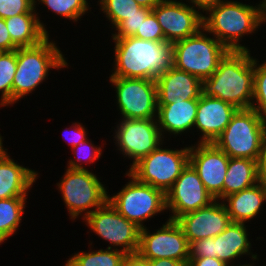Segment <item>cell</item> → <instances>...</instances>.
Returning a JSON list of instances; mask_svg holds the SVG:
<instances>
[{
	"instance_id": "obj_6",
	"label": "cell",
	"mask_w": 266,
	"mask_h": 266,
	"mask_svg": "<svg viewBox=\"0 0 266 266\" xmlns=\"http://www.w3.org/2000/svg\"><path fill=\"white\" fill-rule=\"evenodd\" d=\"M203 31L178 40L173 45V66L198 77L201 81L209 78L218 67L220 60L229 51L216 38H209Z\"/></svg>"
},
{
	"instance_id": "obj_18",
	"label": "cell",
	"mask_w": 266,
	"mask_h": 266,
	"mask_svg": "<svg viewBox=\"0 0 266 266\" xmlns=\"http://www.w3.org/2000/svg\"><path fill=\"white\" fill-rule=\"evenodd\" d=\"M238 109L221 99L201 94L194 125L203 133L200 143H214Z\"/></svg>"
},
{
	"instance_id": "obj_5",
	"label": "cell",
	"mask_w": 266,
	"mask_h": 266,
	"mask_svg": "<svg viewBox=\"0 0 266 266\" xmlns=\"http://www.w3.org/2000/svg\"><path fill=\"white\" fill-rule=\"evenodd\" d=\"M266 120L254 109H238L214 144L231 158L259 159Z\"/></svg>"
},
{
	"instance_id": "obj_4",
	"label": "cell",
	"mask_w": 266,
	"mask_h": 266,
	"mask_svg": "<svg viewBox=\"0 0 266 266\" xmlns=\"http://www.w3.org/2000/svg\"><path fill=\"white\" fill-rule=\"evenodd\" d=\"M47 37L33 47L17 48V69L12 83V103L27 95L47 76L50 68H62L67 62L55 43Z\"/></svg>"
},
{
	"instance_id": "obj_25",
	"label": "cell",
	"mask_w": 266,
	"mask_h": 266,
	"mask_svg": "<svg viewBox=\"0 0 266 266\" xmlns=\"http://www.w3.org/2000/svg\"><path fill=\"white\" fill-rule=\"evenodd\" d=\"M259 181L257 160L229 157L223 184V199L228 195L249 188Z\"/></svg>"
},
{
	"instance_id": "obj_9",
	"label": "cell",
	"mask_w": 266,
	"mask_h": 266,
	"mask_svg": "<svg viewBox=\"0 0 266 266\" xmlns=\"http://www.w3.org/2000/svg\"><path fill=\"white\" fill-rule=\"evenodd\" d=\"M126 175L132 180L117 195H108V201L127 220L143 228L142 221L166 209L165 193L161 189L137 181L129 173Z\"/></svg>"
},
{
	"instance_id": "obj_17",
	"label": "cell",
	"mask_w": 266,
	"mask_h": 266,
	"mask_svg": "<svg viewBox=\"0 0 266 266\" xmlns=\"http://www.w3.org/2000/svg\"><path fill=\"white\" fill-rule=\"evenodd\" d=\"M181 226L189 245L199 239L215 237L230 224L231 220L224 203L216 200L208 206L180 216Z\"/></svg>"
},
{
	"instance_id": "obj_13",
	"label": "cell",
	"mask_w": 266,
	"mask_h": 266,
	"mask_svg": "<svg viewBox=\"0 0 266 266\" xmlns=\"http://www.w3.org/2000/svg\"><path fill=\"white\" fill-rule=\"evenodd\" d=\"M165 197L166 209L170 208L173 213L169 218L172 220H177L184 214L206 207L214 201L190 163L165 193Z\"/></svg>"
},
{
	"instance_id": "obj_12",
	"label": "cell",
	"mask_w": 266,
	"mask_h": 266,
	"mask_svg": "<svg viewBox=\"0 0 266 266\" xmlns=\"http://www.w3.org/2000/svg\"><path fill=\"white\" fill-rule=\"evenodd\" d=\"M186 236L176 220L169 219L156 233L150 234L145 227L140 229L138 253L146 259H174L187 266L190 249Z\"/></svg>"
},
{
	"instance_id": "obj_38",
	"label": "cell",
	"mask_w": 266,
	"mask_h": 266,
	"mask_svg": "<svg viewBox=\"0 0 266 266\" xmlns=\"http://www.w3.org/2000/svg\"><path fill=\"white\" fill-rule=\"evenodd\" d=\"M258 175L262 182L266 183V130L264 132L261 144L260 156L257 161Z\"/></svg>"
},
{
	"instance_id": "obj_28",
	"label": "cell",
	"mask_w": 266,
	"mask_h": 266,
	"mask_svg": "<svg viewBox=\"0 0 266 266\" xmlns=\"http://www.w3.org/2000/svg\"><path fill=\"white\" fill-rule=\"evenodd\" d=\"M17 69V49L0 52L1 106L12 104V83Z\"/></svg>"
},
{
	"instance_id": "obj_32",
	"label": "cell",
	"mask_w": 266,
	"mask_h": 266,
	"mask_svg": "<svg viewBox=\"0 0 266 266\" xmlns=\"http://www.w3.org/2000/svg\"><path fill=\"white\" fill-rule=\"evenodd\" d=\"M152 12V9L142 7L140 14H133L125 20L121 21L115 28L118 31L113 34L112 38H125L134 36L138 29H140L142 22Z\"/></svg>"
},
{
	"instance_id": "obj_40",
	"label": "cell",
	"mask_w": 266,
	"mask_h": 266,
	"mask_svg": "<svg viewBox=\"0 0 266 266\" xmlns=\"http://www.w3.org/2000/svg\"><path fill=\"white\" fill-rule=\"evenodd\" d=\"M124 266H150L149 259L143 258L138 252L126 255Z\"/></svg>"
},
{
	"instance_id": "obj_42",
	"label": "cell",
	"mask_w": 266,
	"mask_h": 266,
	"mask_svg": "<svg viewBox=\"0 0 266 266\" xmlns=\"http://www.w3.org/2000/svg\"><path fill=\"white\" fill-rule=\"evenodd\" d=\"M150 266H187L183 261H177L174 259H156V260H149Z\"/></svg>"
},
{
	"instance_id": "obj_31",
	"label": "cell",
	"mask_w": 266,
	"mask_h": 266,
	"mask_svg": "<svg viewBox=\"0 0 266 266\" xmlns=\"http://www.w3.org/2000/svg\"><path fill=\"white\" fill-rule=\"evenodd\" d=\"M254 99L256 100V104H258V106L252 105L251 108L266 120V62L257 66V61L255 59L253 100Z\"/></svg>"
},
{
	"instance_id": "obj_36",
	"label": "cell",
	"mask_w": 266,
	"mask_h": 266,
	"mask_svg": "<svg viewBox=\"0 0 266 266\" xmlns=\"http://www.w3.org/2000/svg\"><path fill=\"white\" fill-rule=\"evenodd\" d=\"M91 146V147H90ZM90 148V149H89ZM77 149V151H75ZM86 150V152H85ZM73 151L75 153V155L78 157L80 154H88V155H85L84 156V159L87 158V160L90 162V163H93V161L97 160L98 158H100L101 156V147H95L92 145V143H88L87 139L85 141H82L80 142L77 146L73 147ZM84 151V152H82ZM89 151V152H88ZM83 154H82V157H83ZM76 157V160L78 162L81 161V155L77 158ZM86 160V159H85Z\"/></svg>"
},
{
	"instance_id": "obj_19",
	"label": "cell",
	"mask_w": 266,
	"mask_h": 266,
	"mask_svg": "<svg viewBox=\"0 0 266 266\" xmlns=\"http://www.w3.org/2000/svg\"><path fill=\"white\" fill-rule=\"evenodd\" d=\"M158 104H170L181 97L199 99L203 93L202 81L190 73L173 66L156 78Z\"/></svg>"
},
{
	"instance_id": "obj_20",
	"label": "cell",
	"mask_w": 266,
	"mask_h": 266,
	"mask_svg": "<svg viewBox=\"0 0 266 266\" xmlns=\"http://www.w3.org/2000/svg\"><path fill=\"white\" fill-rule=\"evenodd\" d=\"M198 108V99L184 100L177 97L173 103L158 104L156 119L162 135L163 129L180 134L194 126Z\"/></svg>"
},
{
	"instance_id": "obj_24",
	"label": "cell",
	"mask_w": 266,
	"mask_h": 266,
	"mask_svg": "<svg viewBox=\"0 0 266 266\" xmlns=\"http://www.w3.org/2000/svg\"><path fill=\"white\" fill-rule=\"evenodd\" d=\"M4 20L12 42L18 48L36 46L49 37L35 12L19 14Z\"/></svg>"
},
{
	"instance_id": "obj_41",
	"label": "cell",
	"mask_w": 266,
	"mask_h": 266,
	"mask_svg": "<svg viewBox=\"0 0 266 266\" xmlns=\"http://www.w3.org/2000/svg\"><path fill=\"white\" fill-rule=\"evenodd\" d=\"M75 126H73V133L71 135L72 138H70L71 140V145H72V148L77 146L80 142L82 141H85L87 138H86V131H85V128L83 126H81V124H75Z\"/></svg>"
},
{
	"instance_id": "obj_33",
	"label": "cell",
	"mask_w": 266,
	"mask_h": 266,
	"mask_svg": "<svg viewBox=\"0 0 266 266\" xmlns=\"http://www.w3.org/2000/svg\"><path fill=\"white\" fill-rule=\"evenodd\" d=\"M134 37L149 41H165L162 28L153 12L145 18Z\"/></svg>"
},
{
	"instance_id": "obj_15",
	"label": "cell",
	"mask_w": 266,
	"mask_h": 266,
	"mask_svg": "<svg viewBox=\"0 0 266 266\" xmlns=\"http://www.w3.org/2000/svg\"><path fill=\"white\" fill-rule=\"evenodd\" d=\"M165 41L174 43L203 30V15L193 6L173 0H161L153 9Z\"/></svg>"
},
{
	"instance_id": "obj_29",
	"label": "cell",
	"mask_w": 266,
	"mask_h": 266,
	"mask_svg": "<svg viewBox=\"0 0 266 266\" xmlns=\"http://www.w3.org/2000/svg\"><path fill=\"white\" fill-rule=\"evenodd\" d=\"M101 9L116 27L133 14H140L142 8L135 0H100Z\"/></svg>"
},
{
	"instance_id": "obj_8",
	"label": "cell",
	"mask_w": 266,
	"mask_h": 266,
	"mask_svg": "<svg viewBox=\"0 0 266 266\" xmlns=\"http://www.w3.org/2000/svg\"><path fill=\"white\" fill-rule=\"evenodd\" d=\"M190 147L180 150L159 146L131 166L129 174L137 181L149 184L166 193L189 163Z\"/></svg>"
},
{
	"instance_id": "obj_22",
	"label": "cell",
	"mask_w": 266,
	"mask_h": 266,
	"mask_svg": "<svg viewBox=\"0 0 266 266\" xmlns=\"http://www.w3.org/2000/svg\"><path fill=\"white\" fill-rule=\"evenodd\" d=\"M224 200L228 202L225 207L231 222L245 223L259 213L266 201V183L260 180L258 184L228 195Z\"/></svg>"
},
{
	"instance_id": "obj_45",
	"label": "cell",
	"mask_w": 266,
	"mask_h": 266,
	"mask_svg": "<svg viewBox=\"0 0 266 266\" xmlns=\"http://www.w3.org/2000/svg\"><path fill=\"white\" fill-rule=\"evenodd\" d=\"M2 144V137L0 136V155L5 151Z\"/></svg>"
},
{
	"instance_id": "obj_30",
	"label": "cell",
	"mask_w": 266,
	"mask_h": 266,
	"mask_svg": "<svg viewBox=\"0 0 266 266\" xmlns=\"http://www.w3.org/2000/svg\"><path fill=\"white\" fill-rule=\"evenodd\" d=\"M39 1V0H38ZM55 13L78 20L86 11H88V2L86 0H40Z\"/></svg>"
},
{
	"instance_id": "obj_37",
	"label": "cell",
	"mask_w": 266,
	"mask_h": 266,
	"mask_svg": "<svg viewBox=\"0 0 266 266\" xmlns=\"http://www.w3.org/2000/svg\"><path fill=\"white\" fill-rule=\"evenodd\" d=\"M18 47L12 42L5 20L0 18V52H9Z\"/></svg>"
},
{
	"instance_id": "obj_3",
	"label": "cell",
	"mask_w": 266,
	"mask_h": 266,
	"mask_svg": "<svg viewBox=\"0 0 266 266\" xmlns=\"http://www.w3.org/2000/svg\"><path fill=\"white\" fill-rule=\"evenodd\" d=\"M258 7L240 2L223 1L210 8L209 17L203 16V29L213 33L228 50H248L239 44L244 34L252 33L266 21V0Z\"/></svg>"
},
{
	"instance_id": "obj_23",
	"label": "cell",
	"mask_w": 266,
	"mask_h": 266,
	"mask_svg": "<svg viewBox=\"0 0 266 266\" xmlns=\"http://www.w3.org/2000/svg\"><path fill=\"white\" fill-rule=\"evenodd\" d=\"M244 223L230 222L224 231L213 237V258L229 266V261L247 254L250 249Z\"/></svg>"
},
{
	"instance_id": "obj_26",
	"label": "cell",
	"mask_w": 266,
	"mask_h": 266,
	"mask_svg": "<svg viewBox=\"0 0 266 266\" xmlns=\"http://www.w3.org/2000/svg\"><path fill=\"white\" fill-rule=\"evenodd\" d=\"M26 197L0 199V243L13 235L19 227Z\"/></svg>"
},
{
	"instance_id": "obj_1",
	"label": "cell",
	"mask_w": 266,
	"mask_h": 266,
	"mask_svg": "<svg viewBox=\"0 0 266 266\" xmlns=\"http://www.w3.org/2000/svg\"><path fill=\"white\" fill-rule=\"evenodd\" d=\"M249 50H229L217 70L202 81L203 94L221 99L237 109L254 105V59Z\"/></svg>"
},
{
	"instance_id": "obj_21",
	"label": "cell",
	"mask_w": 266,
	"mask_h": 266,
	"mask_svg": "<svg viewBox=\"0 0 266 266\" xmlns=\"http://www.w3.org/2000/svg\"><path fill=\"white\" fill-rule=\"evenodd\" d=\"M38 173L15 163L4 151L0 155V199L26 197Z\"/></svg>"
},
{
	"instance_id": "obj_35",
	"label": "cell",
	"mask_w": 266,
	"mask_h": 266,
	"mask_svg": "<svg viewBox=\"0 0 266 266\" xmlns=\"http://www.w3.org/2000/svg\"><path fill=\"white\" fill-rule=\"evenodd\" d=\"M189 249L190 258L213 257V237L194 241Z\"/></svg>"
},
{
	"instance_id": "obj_43",
	"label": "cell",
	"mask_w": 266,
	"mask_h": 266,
	"mask_svg": "<svg viewBox=\"0 0 266 266\" xmlns=\"http://www.w3.org/2000/svg\"><path fill=\"white\" fill-rule=\"evenodd\" d=\"M191 3H194L200 10L208 11L210 8L215 7L223 0H190Z\"/></svg>"
},
{
	"instance_id": "obj_39",
	"label": "cell",
	"mask_w": 266,
	"mask_h": 266,
	"mask_svg": "<svg viewBox=\"0 0 266 266\" xmlns=\"http://www.w3.org/2000/svg\"><path fill=\"white\" fill-rule=\"evenodd\" d=\"M188 266H228L218 258L213 257H201V258H190ZM239 266H247L239 265Z\"/></svg>"
},
{
	"instance_id": "obj_11",
	"label": "cell",
	"mask_w": 266,
	"mask_h": 266,
	"mask_svg": "<svg viewBox=\"0 0 266 266\" xmlns=\"http://www.w3.org/2000/svg\"><path fill=\"white\" fill-rule=\"evenodd\" d=\"M123 119H154L158 109L156 80L110 77Z\"/></svg>"
},
{
	"instance_id": "obj_7",
	"label": "cell",
	"mask_w": 266,
	"mask_h": 266,
	"mask_svg": "<svg viewBox=\"0 0 266 266\" xmlns=\"http://www.w3.org/2000/svg\"><path fill=\"white\" fill-rule=\"evenodd\" d=\"M58 184L72 219L86 209H98L108 200L107 191L96 175L74 159L69 161L68 169Z\"/></svg>"
},
{
	"instance_id": "obj_16",
	"label": "cell",
	"mask_w": 266,
	"mask_h": 266,
	"mask_svg": "<svg viewBox=\"0 0 266 266\" xmlns=\"http://www.w3.org/2000/svg\"><path fill=\"white\" fill-rule=\"evenodd\" d=\"M193 147H190L189 163L214 200H222L229 156L214 143H199L196 148Z\"/></svg>"
},
{
	"instance_id": "obj_10",
	"label": "cell",
	"mask_w": 266,
	"mask_h": 266,
	"mask_svg": "<svg viewBox=\"0 0 266 266\" xmlns=\"http://www.w3.org/2000/svg\"><path fill=\"white\" fill-rule=\"evenodd\" d=\"M83 218L97 235L112 246H121V251L127 255L138 252L141 228L118 213L108 200L98 209L87 211Z\"/></svg>"
},
{
	"instance_id": "obj_34",
	"label": "cell",
	"mask_w": 266,
	"mask_h": 266,
	"mask_svg": "<svg viewBox=\"0 0 266 266\" xmlns=\"http://www.w3.org/2000/svg\"><path fill=\"white\" fill-rule=\"evenodd\" d=\"M35 5L32 0H0V18L6 19L19 14L33 13Z\"/></svg>"
},
{
	"instance_id": "obj_14",
	"label": "cell",
	"mask_w": 266,
	"mask_h": 266,
	"mask_svg": "<svg viewBox=\"0 0 266 266\" xmlns=\"http://www.w3.org/2000/svg\"><path fill=\"white\" fill-rule=\"evenodd\" d=\"M155 120V121H154ZM155 119H122L115 139L126 156L134 159L132 166L154 151L162 141Z\"/></svg>"
},
{
	"instance_id": "obj_44",
	"label": "cell",
	"mask_w": 266,
	"mask_h": 266,
	"mask_svg": "<svg viewBox=\"0 0 266 266\" xmlns=\"http://www.w3.org/2000/svg\"><path fill=\"white\" fill-rule=\"evenodd\" d=\"M141 7L153 9L161 0H135Z\"/></svg>"
},
{
	"instance_id": "obj_27",
	"label": "cell",
	"mask_w": 266,
	"mask_h": 266,
	"mask_svg": "<svg viewBox=\"0 0 266 266\" xmlns=\"http://www.w3.org/2000/svg\"><path fill=\"white\" fill-rule=\"evenodd\" d=\"M98 250L95 252H80L70 258L65 266H124L127 254L119 249Z\"/></svg>"
},
{
	"instance_id": "obj_2",
	"label": "cell",
	"mask_w": 266,
	"mask_h": 266,
	"mask_svg": "<svg viewBox=\"0 0 266 266\" xmlns=\"http://www.w3.org/2000/svg\"><path fill=\"white\" fill-rule=\"evenodd\" d=\"M115 72L110 77L156 80L173 67V45L167 41H149L134 36L113 38Z\"/></svg>"
}]
</instances>
